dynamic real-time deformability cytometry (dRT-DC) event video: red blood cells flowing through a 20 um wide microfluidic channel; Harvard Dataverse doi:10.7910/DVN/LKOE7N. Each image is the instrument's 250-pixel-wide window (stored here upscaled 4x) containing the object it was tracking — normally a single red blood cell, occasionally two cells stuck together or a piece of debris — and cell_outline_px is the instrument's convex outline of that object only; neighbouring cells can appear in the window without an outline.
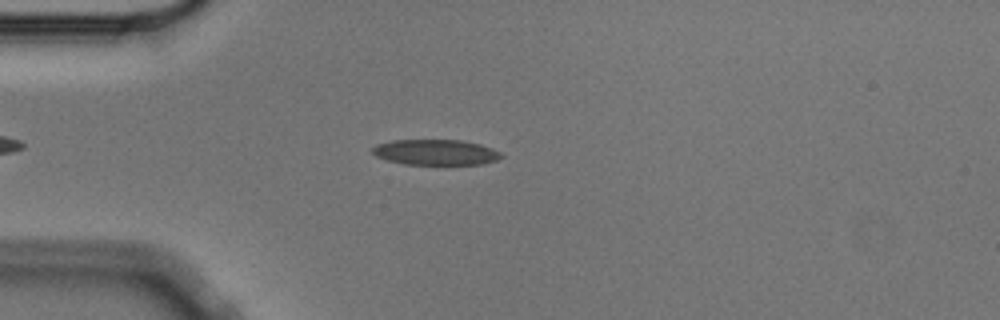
{"species": "Egyptian fruit bat (a non-hibernating species)", "species_latin": "Rousettus aegyptiacus", "temperature_condition": "cold", "stored_images_in_passage": 46, "camera_frame_rate_fps": 3000, "um_per_image_px": 0.085, "animal": {"sex": "male"}, "frame": {"image": 1, "passage_image": 9, "time_ms": 2.667, "image_size_px": [1000, 320], "cell_outline_px": [[504, 156], [496, 160], [484, 164], [404, 164], [388, 160], [376, 156], [372, 152], [372, 148], [376, 144], [392, 140], [460, 140], [480, 144], [492, 148], [500, 152]], "centroid_in_image_um": [37.04, 12.94], "position_along_channel_um": 48.0, "area_um2": 19.13}}
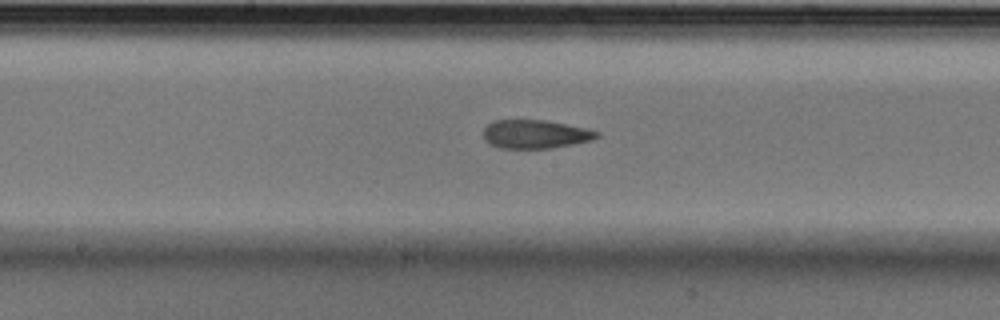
{"frame": {"image": 2, "passage_image": 23, "time_ms": 7.333, "image_size_px": [1000, 320], "cell_outline_px": [[600, 136], [592, 140], [552, 148], [500, 148], [484, 140], [484, 128], [488, 124], [496, 120], [544, 120], [588, 128], [600, 132]], "centroid_in_image_um": [45.53, 11.4], "position_along_channel_um": 202.7, "area_um2": 18.84}}
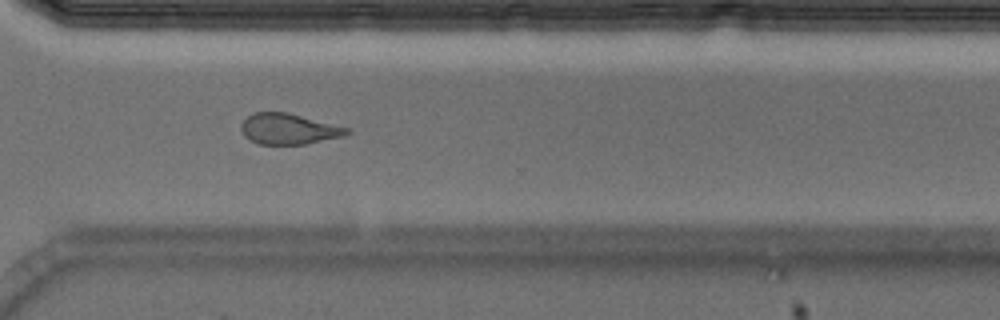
{"frame": {"image": 3, "passage_image": 35, "time_ms": 11.333, "image_size_px": [1000, 320], "cell_outline_px": [[352, 132], [344, 136], [304, 144], [256, 144], [248, 140], [244, 136], [240, 128], [240, 124], [252, 112], [288, 112], [352, 128]], "centroid_in_image_um": [24.55, 10.95], "position_along_channel_um": 346.1, "area_um2": 19.31}, "authors_computed_cell_mechanics": {"area_um2": 19.5075, "velocity_mm_per_s": 3.593, "shape_relaxation_time_tau1_ms": 4.5537, "shape_relaxation_time_tau2_ms": 3.1571, "deformation_change_tau1": 0.1368, "deformation_change_tau2": 0.1113}}